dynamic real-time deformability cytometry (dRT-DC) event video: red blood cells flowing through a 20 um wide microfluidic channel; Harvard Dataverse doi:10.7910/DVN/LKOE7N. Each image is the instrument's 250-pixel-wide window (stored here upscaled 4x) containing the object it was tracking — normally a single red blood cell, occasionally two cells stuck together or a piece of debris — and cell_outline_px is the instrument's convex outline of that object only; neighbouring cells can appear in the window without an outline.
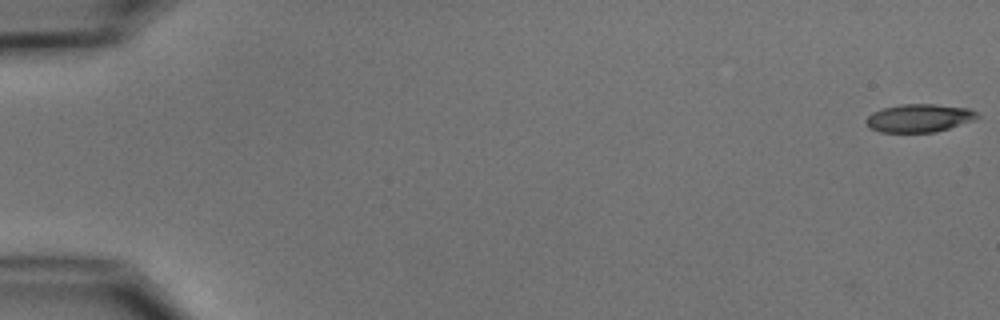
{"species": "common noctule bat (a hibernating species)", "species_latin": "Nyctalus noctula", "temperature_condition": "cold", "stored_images_in_passage": 55, "camera_frame_rate_fps": 3000, "um_per_image_px": 0.085, "animal": {"sex": "male", "body_mass_g": 15.6}, "frame": {"image": 1, "passage_image": 1, "time_ms": 0.0, "image_size_px": [1000, 320], "cell_outline_px": [[980, 116], [972, 120], [936, 132], [880, 132], [868, 128], [864, 120], [872, 112], [880, 108], [900, 104], [936, 104], [968, 108], [976, 112]], "centroid_in_image_um": [78.06, 10.03], "position_along_channel_um": 6.9, "area_um2": 18.26}}
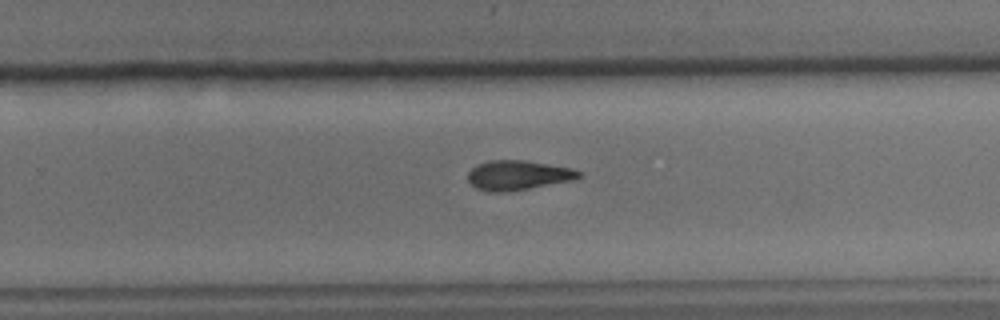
{"frame": {"image": 2, "passage_image": 36, "time_ms": 11.667, "image_size_px": [1000, 320], "cell_outline_px": [[584, 176], [576, 180], [504, 192], [488, 192], [476, 188], [468, 180], [468, 172], [476, 164], [488, 160], [524, 160], [572, 168], [580, 172]], "centroid_in_image_um": [44.04, 14.89], "position_along_channel_um": 285.8, "area_um2": 19.25}}
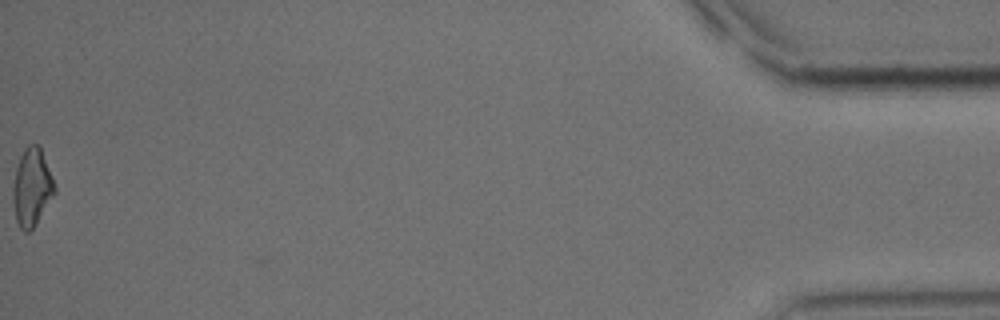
{"frame": {"image": 3, "passage_image": 55, "time_ms": 18.0, "image_size_px": [1000, 320], "cell_outline_px": [[56, 192], [36, 224], [28, 232], [24, 232], [20, 228], [16, 220], [12, 204], [12, 188], [16, 168], [20, 156], [24, 148], [28, 144], [40, 144], [56, 188]], "centroid_in_image_um": [2.7, 15.91], "position_along_channel_um": 432.5, "area_um2": 19.07}, "authors_computed_cell_mechanics": {"area_um2": 19.074, "velocity_mm_per_s": 3.7527, "shape_relaxation_time_tau1_ms": 3.752, "shape_relaxation_time_tau2_ms": 6.3065, "deformation_change_tau1": 0.1386, "deformation_change_tau2": 0.1671}}